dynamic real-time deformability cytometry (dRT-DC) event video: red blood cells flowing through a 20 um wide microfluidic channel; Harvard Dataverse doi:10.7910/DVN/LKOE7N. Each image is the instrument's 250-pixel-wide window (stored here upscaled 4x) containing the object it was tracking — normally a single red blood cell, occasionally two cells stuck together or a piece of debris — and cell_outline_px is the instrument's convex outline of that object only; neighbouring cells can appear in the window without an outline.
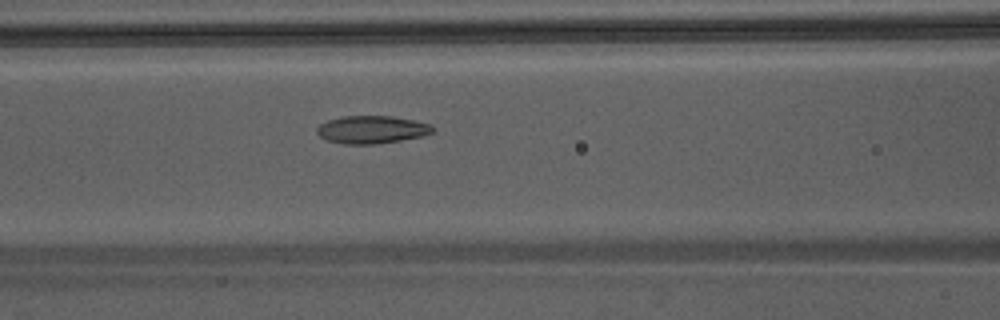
{"species": "Egyptian fruit bat (a non-hibernating species)", "species_latin": "Rousettus aegyptiacus", "temperature_condition": "warm", "stored_images_in_passage": 31, "camera_frame_rate_fps": 3000, "um_per_image_px": 0.085, "animal": {"sex": "male"}, "frame": {"image": 1, "passage_image": 9, "time_ms": 2.667, "image_size_px": [1000, 320], "cell_outline_px": [[436, 128], [432, 132], [424, 136], [376, 144], [344, 144], [328, 140], [320, 136], [316, 132], [316, 128], [320, 124], [328, 120], [344, 116], [392, 116], [432, 124]], "centroid_in_image_um": [31.62, 11.01], "position_along_channel_um": 135.0, "area_um2": 18.73}}
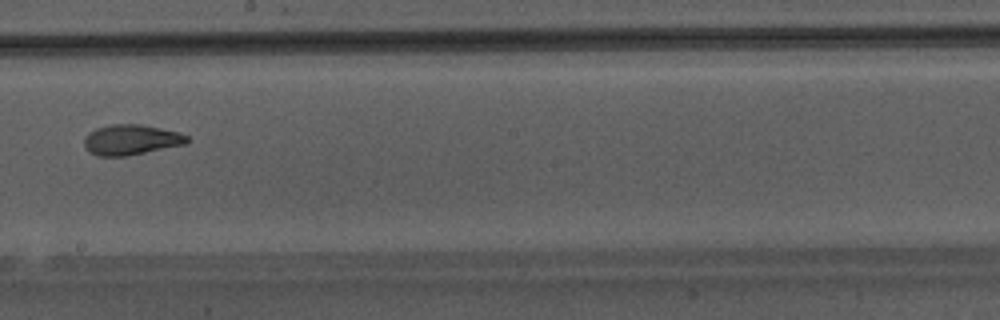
{"frame": {"image": 2, "passage_image": 16, "time_ms": 5.0, "image_size_px": [1000, 320], "cell_outline_px": [[188, 140], [184, 144], [124, 156], [96, 156], [88, 152], [84, 144], [84, 140], [88, 132], [96, 128], [112, 124], [140, 124], [180, 132], [188, 136]], "centroid_in_image_um": [11.09, 11.87], "position_along_channel_um": 237.1, "area_um2": 18.03}}
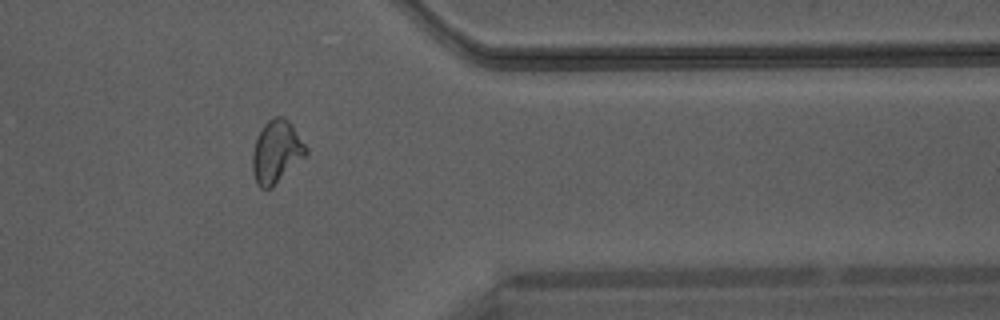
{"frame": {"image": 3, "passage_image": 27, "time_ms": 8.667, "image_size_px": [1000, 320], "cell_outline_px": [[308, 152], [272, 188], [260, 188], [256, 184], [252, 172], [252, 152], [256, 140], [264, 124], [272, 116], [280, 116], [288, 120], [292, 124], [308, 148]], "centroid_in_image_um": [23.48, 12.9], "position_along_channel_um": 387.9, "area_um2": 19.48}}